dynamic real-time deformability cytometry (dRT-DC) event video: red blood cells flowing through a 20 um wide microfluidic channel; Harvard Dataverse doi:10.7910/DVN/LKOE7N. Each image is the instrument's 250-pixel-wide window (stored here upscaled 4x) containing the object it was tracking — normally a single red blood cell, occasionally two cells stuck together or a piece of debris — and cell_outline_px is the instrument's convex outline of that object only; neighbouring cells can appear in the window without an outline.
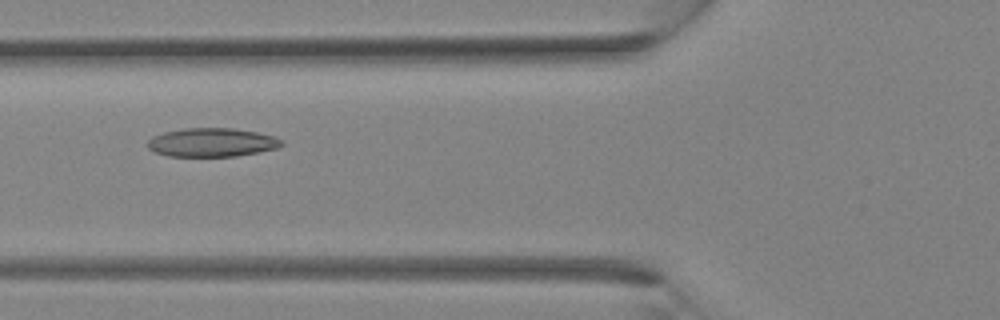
{"species": "Egyptian fruit bat (a non-hibernating species)", "species_latin": "Rousettus aegyptiacus", "temperature_condition": "room temperature", "stored_images_in_passage": 35, "camera_frame_rate_fps": 3000, "um_per_image_px": 0.085, "animal": {"sex": "female"}, "frame": {"image": 1, "passage_image": 14, "time_ms": 4.333, "image_size_px": [1000, 320], "cell_outline_px": [[284, 144], [276, 148], [236, 156], [168, 156], [152, 152], [148, 148], [148, 140], [152, 136], [164, 132], [184, 128], [232, 128], [256, 132], [272, 136], [280, 140]], "centroid_in_image_um": [17.94, 12.1], "position_along_channel_um": 107.9, "area_um2": 22.25}}
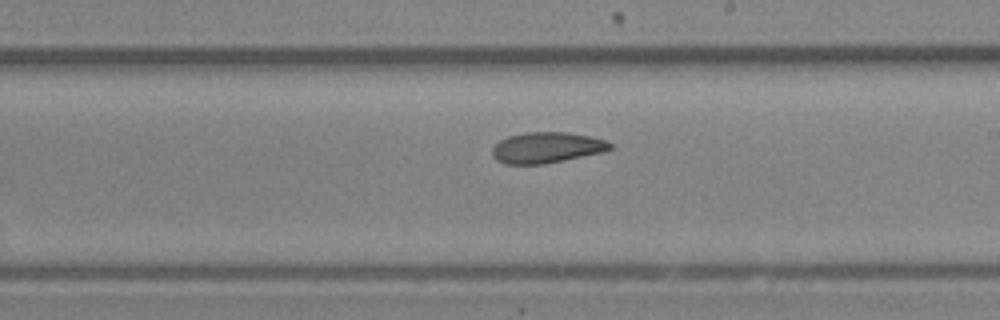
{"frame": {"image": 2, "passage_image": 21, "time_ms": 6.667, "image_size_px": [1000, 320], "cell_outline_px": [[612, 148], [604, 152], [544, 164], [504, 164], [496, 160], [492, 156], [492, 148], [500, 140], [508, 136], [524, 132], [568, 132], [592, 136], [608, 140], [612, 144]], "centroid_in_image_um": [46.49, 12.54], "position_along_channel_um": 242.5, "area_um2": 21.44}}
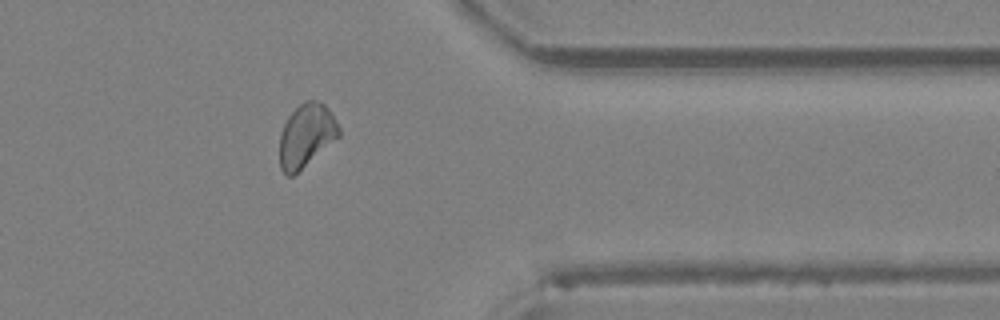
{"frame": {"image": 3, "passage_image": 29, "time_ms": 9.333, "image_size_px": [1000, 320], "cell_outline_px": [[340, 136], [292, 176], [288, 176], [280, 168], [280, 132], [288, 116], [304, 100], [320, 100], [328, 108], [340, 128]], "centroid_in_image_um": [26.03, 11.49], "position_along_channel_um": 385.4, "area_um2": 21.68}}